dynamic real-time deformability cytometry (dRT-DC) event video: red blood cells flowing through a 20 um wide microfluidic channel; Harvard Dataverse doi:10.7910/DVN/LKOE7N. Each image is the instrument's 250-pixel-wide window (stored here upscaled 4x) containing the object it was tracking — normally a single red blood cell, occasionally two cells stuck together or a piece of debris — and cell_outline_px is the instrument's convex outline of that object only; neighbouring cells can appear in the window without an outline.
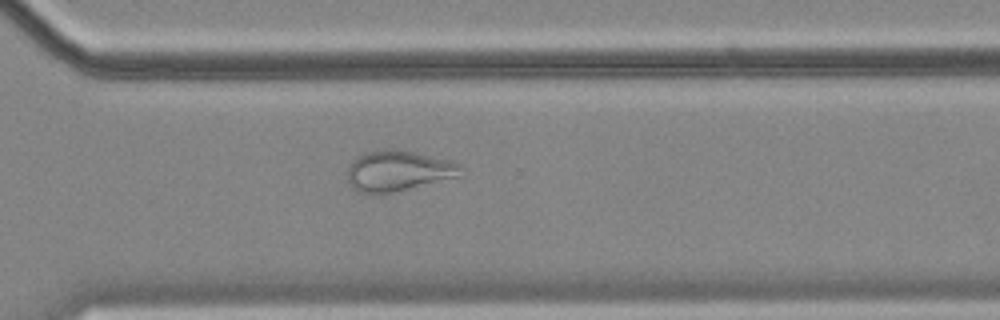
{"species": "common noctule bat (a hibernating species)", "species_latin": "Nyctalus noctula", "temperature_condition": "cold", "stored_images_in_passage": 44, "camera_frame_rate_fps": 3000, "um_per_image_px": 0.085, "animal": {"sex": "female", "body_mass_g": 18.4}, "frame": {"image": 1, "passage_image": 28, "time_ms": 9.0, "image_size_px": [1000, 320], "cell_outline_px": [[468, 172], [464, 176], [380, 196], [368, 196], [356, 192], [352, 188], [348, 180], [348, 168], [364, 152], [384, 148], [416, 152], [448, 160], [460, 164]], "centroid_in_image_um": [33.91, 14.58], "position_along_channel_um": 336.7, "area_um2": 27.86}}
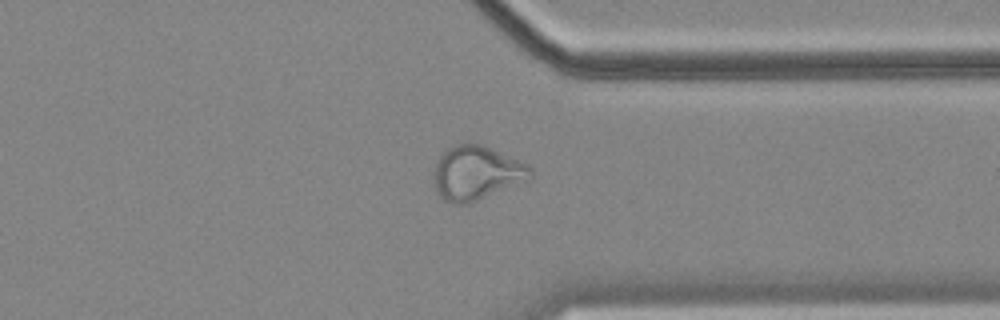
{"frame": {"image": 2, "passage_image": 31, "time_ms": 10.0, "image_size_px": [1000, 320], "cell_outline_px": [[532, 176], [528, 180], [468, 204], [452, 204], [444, 200], [436, 192], [432, 180], [432, 172], [440, 156], [448, 148], [456, 144], [468, 140], [480, 144], [528, 164], [532, 168]], "centroid_in_image_um": [40.46, 14.7], "position_along_channel_um": 370.9, "area_um2": 30.81}}
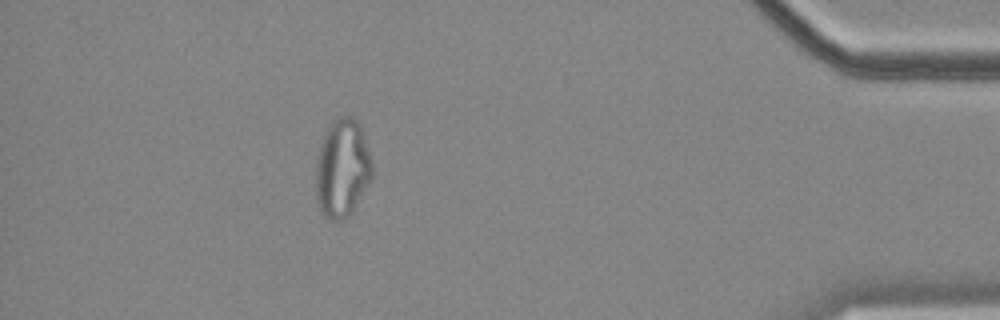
{"frame": {"image": 3, "passage_image": 38, "time_ms": 12.333, "image_size_px": [1000, 320], "cell_outline_px": [[372, 176], [352, 212], [344, 220], [332, 220], [324, 216], [320, 212], [316, 200], [316, 160], [320, 144], [328, 128], [336, 116], [352, 116], [360, 124], [372, 164]], "centroid_in_image_um": [29.07, 14.32], "position_along_channel_um": 406.1, "area_um2": 32.19}, "authors_computed_cell_mechanics": {"area_um2": 29.6803, "velocity_mm_per_s": 3.5466, "shape_relaxation_time_tau1_ms": null, "shape_relaxation_time_tau2_ms": 2.1847, "deformation_change_tau1": null, "deformation_change_tau2": 0.0972}}